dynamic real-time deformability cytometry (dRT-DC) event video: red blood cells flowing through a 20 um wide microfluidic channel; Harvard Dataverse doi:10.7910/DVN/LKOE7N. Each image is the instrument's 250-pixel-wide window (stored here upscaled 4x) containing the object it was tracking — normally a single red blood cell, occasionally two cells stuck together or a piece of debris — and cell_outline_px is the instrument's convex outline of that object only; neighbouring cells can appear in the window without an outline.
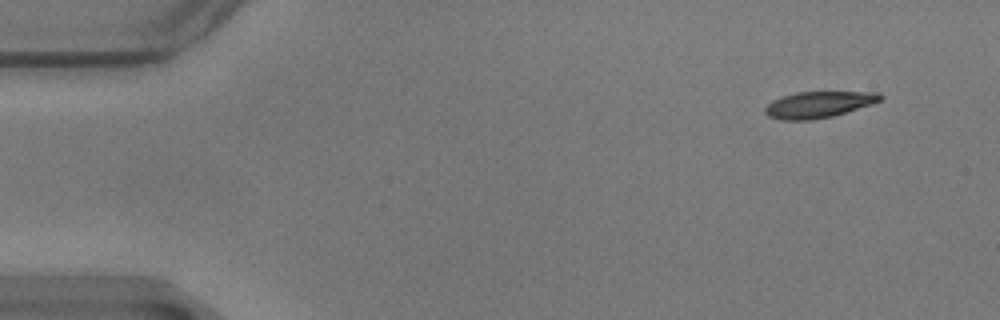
{"species": "common noctule bat (a hibernating species)", "species_latin": "Nyctalus noctula", "temperature_condition": "warm", "stored_images_in_passage": 55, "segment_of_instrument_passage": [1, 2], "camera_frame_rate_fps": 3000, "um_per_image_px": 0.085, "animal": {"sex": "male", "body_mass_g": 17.9}, "frame": {"image": 1, "passage_image": 1, "time_ms": 0.0, "image_size_px": [1000, 320], "cell_outline_px": [[884, 96], [880, 100], [872, 104], [832, 116], [812, 120], [780, 120], [768, 116], [764, 112], [764, 108], [772, 100], [780, 96], [796, 92], [880, 92]], "centroid_in_image_um": [69.54, 8.88], "position_along_channel_um": 15.5, "area_um2": 17.74}}
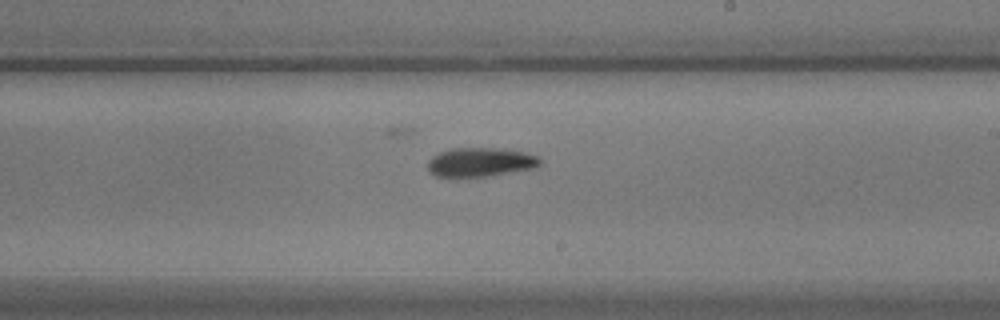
{"frame": {"image": 2, "passage_image": 30, "time_ms": 9.667, "image_size_px": [1000, 320], "cell_outline_px": [[540, 164], [536, 168], [492, 176], [436, 176], [428, 172], [428, 160], [432, 156], [440, 152], [452, 148], [496, 148], [524, 152], [540, 156]], "centroid_in_image_um": [40.86, 13.78], "position_along_channel_um": 248.1, "area_um2": 19.07}}
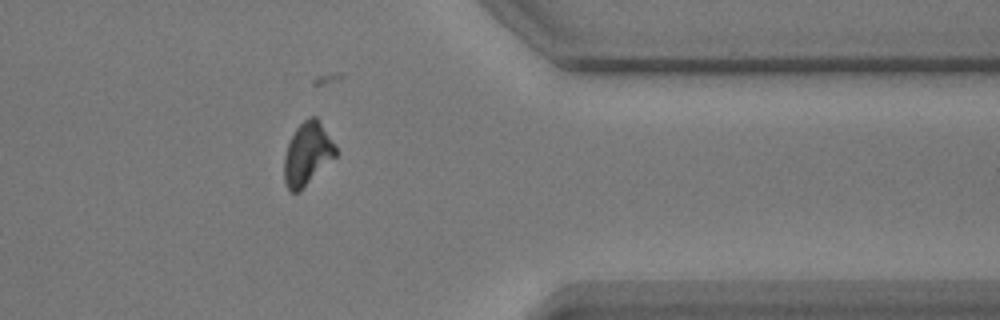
{"frame": {"image": 3, "passage_image": 43, "time_ms": 14.0, "image_size_px": [1000, 320], "cell_outline_px": [[336, 156], [300, 192], [292, 192], [288, 188], [284, 180], [284, 156], [288, 144], [296, 128], [308, 116], [316, 116], [336, 148]], "centroid_in_image_um": [26.11, 13.1], "position_along_channel_um": 385.3, "area_um2": 18.61}}